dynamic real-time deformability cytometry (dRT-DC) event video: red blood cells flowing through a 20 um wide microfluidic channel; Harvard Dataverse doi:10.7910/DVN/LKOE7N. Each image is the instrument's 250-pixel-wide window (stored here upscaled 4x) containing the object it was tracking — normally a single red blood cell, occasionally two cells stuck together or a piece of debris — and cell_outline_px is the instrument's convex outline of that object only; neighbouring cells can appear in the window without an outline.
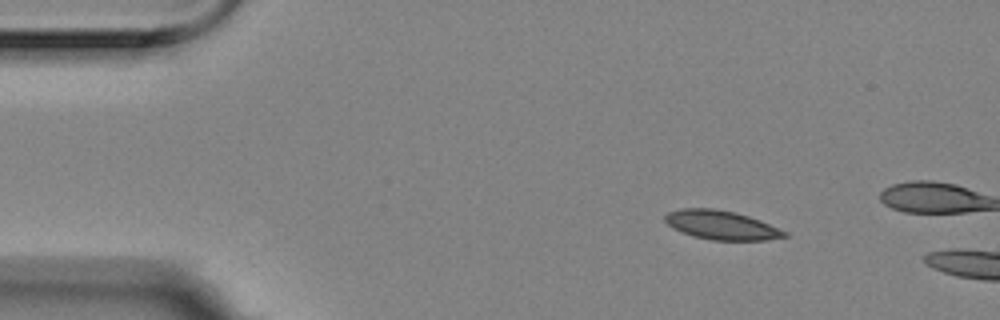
{"species": "Egyptian fruit bat (a non-hibernating species)", "species_latin": "Rousettus aegyptiacus", "temperature_condition": "room temperature", "stored_images_in_passage": 4, "camera_frame_rate_fps": 3000, "um_per_image_px": 0.085, "animal": {"sex": "female"}, "frame": {"image": 1, "passage_image": 2, "time_ms": 0.333, "image_size_px": [1000, 320], "cell_outline_px": [[788, 236], [764, 240], [712, 240], [696, 236], [672, 228], [664, 220], [664, 216], [668, 212], [680, 208], [712, 208], [736, 212], [760, 220], [788, 232]], "centroid_in_image_um": [61.32, 19.12], "position_along_channel_um": 23.7, "area_um2": 20.06}}